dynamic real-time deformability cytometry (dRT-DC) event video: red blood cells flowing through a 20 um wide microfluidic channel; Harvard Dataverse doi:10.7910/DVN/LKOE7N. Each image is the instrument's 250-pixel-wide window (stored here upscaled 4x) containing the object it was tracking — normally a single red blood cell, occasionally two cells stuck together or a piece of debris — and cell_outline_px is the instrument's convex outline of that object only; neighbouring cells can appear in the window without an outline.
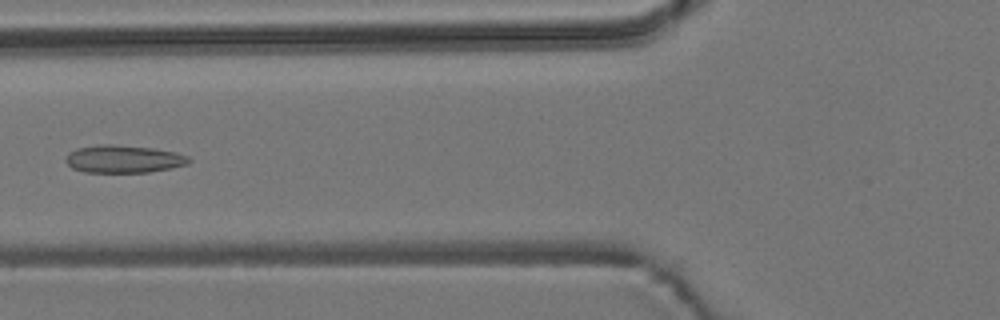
{"species": "common noctule bat (a hibernating species)", "species_latin": "Nyctalus noctula", "temperature_condition": "room temperature", "stored_images_in_passage": 9, "camera_frame_rate_fps": 3000, "um_per_image_px": 0.085, "animal": {"sex": "male", "body_mass_g": 19.2, "forearm_length_mm": 51.8}, "frame": {"image": 1, "passage_image": 7, "time_ms": 7.0, "image_size_px": [1000, 320], "cell_outline_px": [[192, 160], [188, 164], [148, 172], [84, 172], [72, 168], [64, 160], [68, 152], [76, 148], [100, 144], [112, 144], [152, 148], [176, 152], [188, 156]], "centroid_in_image_um": [10.47, 13.51], "position_along_channel_um": 115.3, "area_um2": 19.88}}
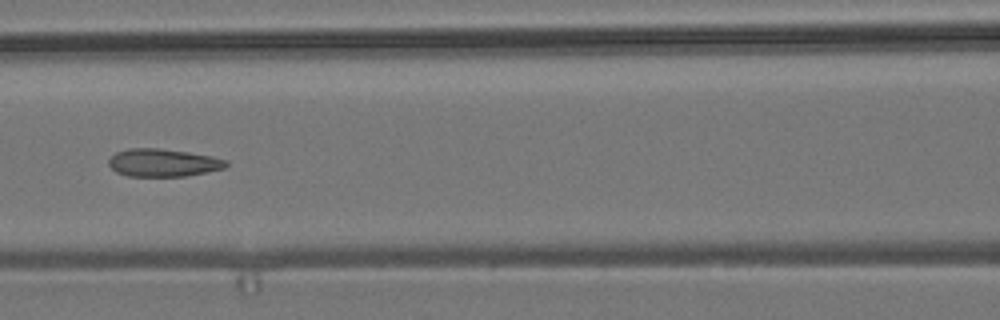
{"frame": {"image": 2, "passage_image": 8, "time_ms": 8.0, "image_size_px": [1000, 320], "cell_outline_px": [[228, 164], [224, 168], [184, 176], [128, 176], [116, 172], [108, 164], [108, 160], [116, 152], [128, 148], [156, 148], [188, 152], [212, 156], [228, 160]], "centroid_in_image_um": [13.84, 13.82], "position_along_channel_um": 152.8, "area_um2": 18.9}}
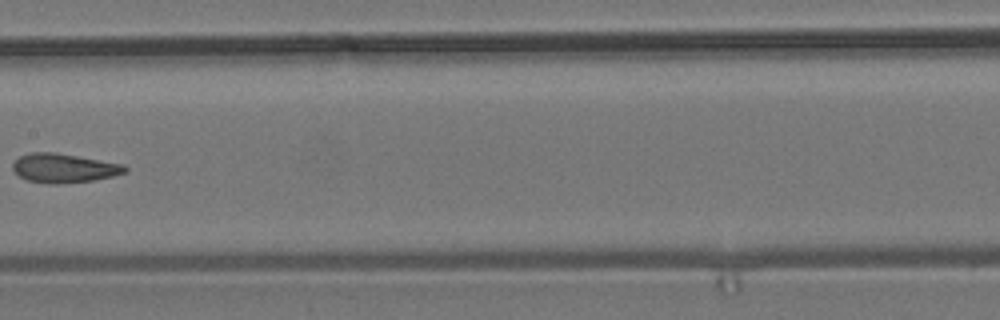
{"frame": {"image": 3, "passage_image": 9, "time_ms": 9.333, "image_size_px": [1000, 320], "cell_outline_px": [[128, 172], [112, 176], [92, 180], [60, 184], [48, 184], [24, 180], [12, 168], [12, 164], [20, 156], [32, 152], [56, 152], [124, 164], [128, 168]], "centroid_in_image_um": [5.44, 14.29], "position_along_channel_um": 202.0, "area_um2": 19.13}}